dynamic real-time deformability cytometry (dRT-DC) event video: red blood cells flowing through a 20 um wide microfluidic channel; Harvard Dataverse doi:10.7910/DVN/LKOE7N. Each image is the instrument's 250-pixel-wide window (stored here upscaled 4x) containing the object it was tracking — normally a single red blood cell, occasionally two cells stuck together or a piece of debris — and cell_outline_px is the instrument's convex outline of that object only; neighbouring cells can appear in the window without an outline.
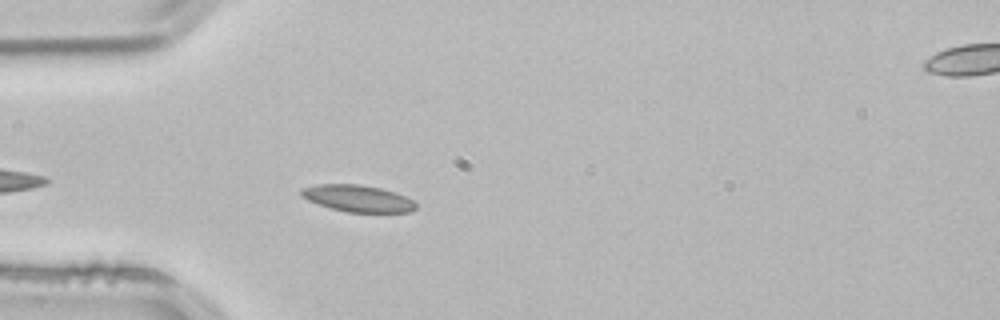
{"species": "common noctule bat (a hibernating species)", "species_latin": "Nyctalus noctula", "temperature_condition": "room temperature", "stored_images_in_passage": 15, "camera_frame_rate_fps": 3000, "um_per_image_px": 0.085, "animal": {"sex": "male", "body_mass_g": 21.5, "forearm_length_mm": 52.0}, "frame": {"image": 1, "passage_image": 5, "time_ms": 1.333, "image_size_px": [1000, 320], "cell_outline_px": [[416, 208], [412, 212], [348, 212], [332, 208], [308, 200], [300, 196], [300, 188], [320, 184], [360, 184], [380, 188], [396, 192], [412, 200], [416, 204]], "centroid_in_image_um": [30.41, 16.86], "position_along_channel_um": 54.6, "area_um2": 17.8}}